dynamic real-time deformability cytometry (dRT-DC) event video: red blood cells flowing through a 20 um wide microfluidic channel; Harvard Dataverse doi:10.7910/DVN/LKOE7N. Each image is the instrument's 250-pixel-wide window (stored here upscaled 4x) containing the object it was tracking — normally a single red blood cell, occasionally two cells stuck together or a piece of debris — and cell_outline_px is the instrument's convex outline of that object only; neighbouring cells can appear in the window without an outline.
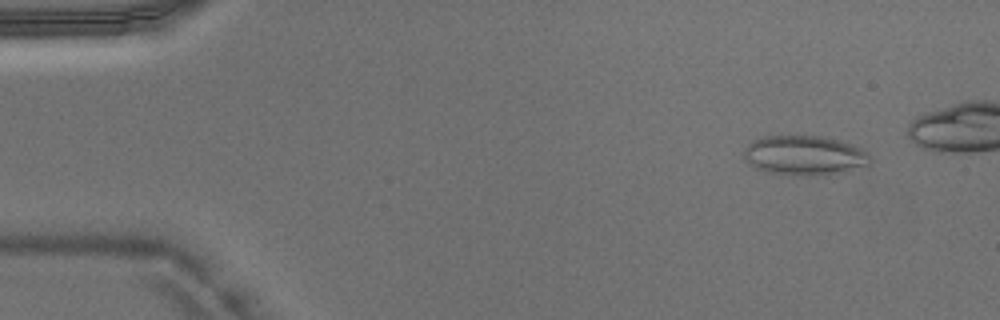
{"species": "Egyptian fruit bat (a non-hibernating species)", "species_latin": "Rousettus aegyptiacus", "temperature_condition": "warm", "stored_images_in_passage": 37, "camera_frame_rate_fps": 3000, "um_per_image_px": 0.085, "animal": {"sex": "male"}, "frame": {"image": 1, "passage_image": 1, "time_ms": 0.0, "image_size_px": [1000, 320], "cell_outline_px": [[872, 164], [868, 168], [844, 172], [768, 172], [756, 168], [748, 164], [744, 160], [744, 148], [752, 140], [764, 136], [820, 136], [840, 140], [852, 144], [860, 148], [872, 160]], "centroid_in_image_um": [68.4, 13.16], "position_along_channel_um": 16.6, "area_um2": 28.38}}
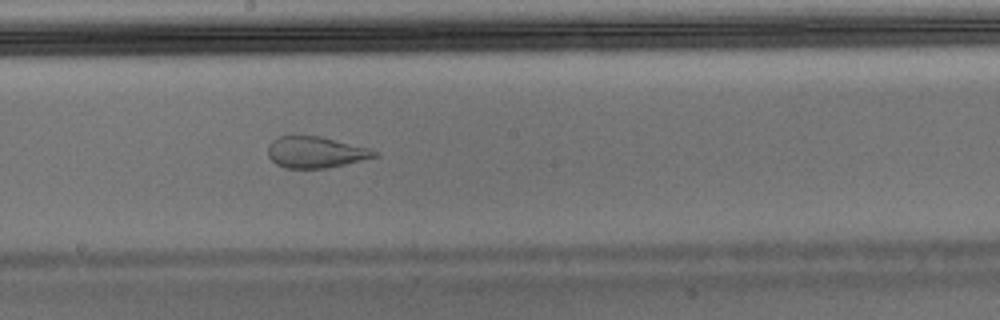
{"frame": {"image": 2, "passage_image": 22, "time_ms": 7.0, "image_size_px": [1000, 320], "cell_outline_px": [[380, 156], [344, 164], [324, 168], [284, 168], [276, 164], [268, 156], [268, 144], [276, 136], [296, 132], [320, 136], [368, 148], [380, 152]], "centroid_in_image_um": [26.76, 12.89], "position_along_channel_um": 221.4, "area_um2": 20.06}}
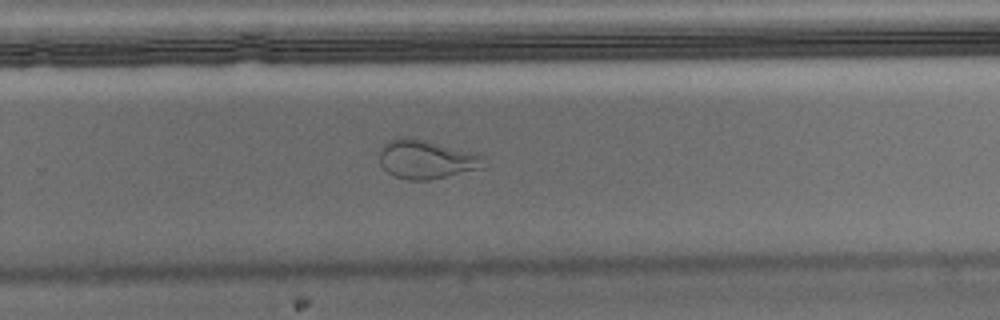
{"frame": {"image": 3, "passage_image": 27, "time_ms": 8.667, "image_size_px": [1000, 320], "cell_outline_px": [[484, 168], [432, 180], [408, 180], [392, 176], [380, 164], [380, 148], [388, 140], [404, 136], [424, 140], [476, 152], [484, 156]], "centroid_in_image_um": [36.26, 13.55], "position_along_channel_um": 293.5, "area_um2": 23.93}}